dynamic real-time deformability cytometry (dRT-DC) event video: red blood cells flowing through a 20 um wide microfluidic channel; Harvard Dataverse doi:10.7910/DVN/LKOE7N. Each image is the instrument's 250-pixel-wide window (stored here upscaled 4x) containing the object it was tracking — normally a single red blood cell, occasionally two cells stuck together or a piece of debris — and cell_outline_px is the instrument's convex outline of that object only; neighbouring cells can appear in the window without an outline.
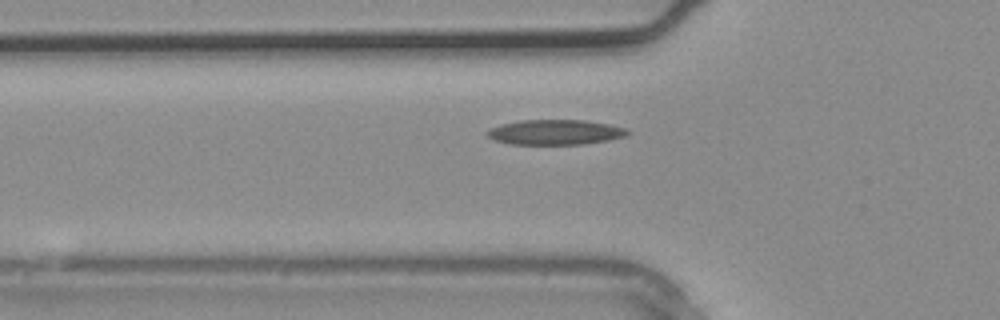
{"species": "common noctule bat (a hibernating species)", "species_latin": "Nyctalus noctula", "temperature_condition": "warm", "stored_images_in_passage": 4, "camera_frame_rate_fps": 3000, "um_per_image_px": 0.085, "animal": {"sex": "male", "body_mass_g": 20.4}, "frame": {"image": 1, "passage_image": 4, "time_ms": 1.0, "image_size_px": [1000, 320], "cell_outline_px": [[632, 132], [628, 136], [608, 140], [584, 144], [508, 144], [492, 140], [484, 132], [492, 128], [504, 124], [520, 120], [584, 120], [608, 124], [624, 128]], "centroid_in_image_um": [47.21, 11.24], "position_along_channel_um": 78.6, "area_um2": 20.52}}